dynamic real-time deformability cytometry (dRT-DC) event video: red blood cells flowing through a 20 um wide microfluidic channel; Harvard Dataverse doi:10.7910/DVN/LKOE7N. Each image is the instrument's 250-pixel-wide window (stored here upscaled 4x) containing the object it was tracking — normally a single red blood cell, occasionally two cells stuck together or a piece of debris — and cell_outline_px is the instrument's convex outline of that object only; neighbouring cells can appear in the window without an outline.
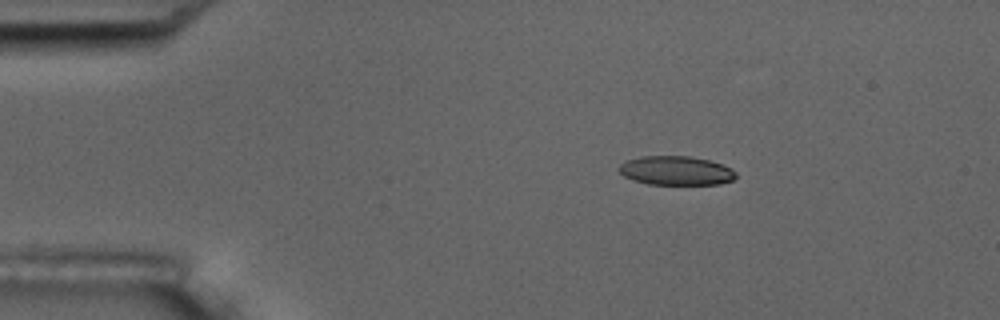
{"species": "common noctule bat (a hibernating species)", "species_latin": "Nyctalus noctula", "temperature_condition": "room temperature", "stored_images_in_passage": 5, "camera_frame_rate_fps": 3000, "um_per_image_px": 0.085, "animal": {"sex": "male", "body_mass_g": 17.5, "forearm_length_mm": 52.3}, "frame": {"image": 1, "passage_image": 3, "time_ms": 2.333, "image_size_px": [1000, 320], "cell_outline_px": [[736, 176], [732, 180], [720, 184], [648, 184], [632, 180], [624, 176], [616, 168], [620, 164], [628, 160], [640, 156], [688, 156], [708, 160], [720, 164], [736, 172]], "centroid_in_image_um": [57.41, 14.5], "position_along_channel_um": 27.6, "area_um2": 19.65}}